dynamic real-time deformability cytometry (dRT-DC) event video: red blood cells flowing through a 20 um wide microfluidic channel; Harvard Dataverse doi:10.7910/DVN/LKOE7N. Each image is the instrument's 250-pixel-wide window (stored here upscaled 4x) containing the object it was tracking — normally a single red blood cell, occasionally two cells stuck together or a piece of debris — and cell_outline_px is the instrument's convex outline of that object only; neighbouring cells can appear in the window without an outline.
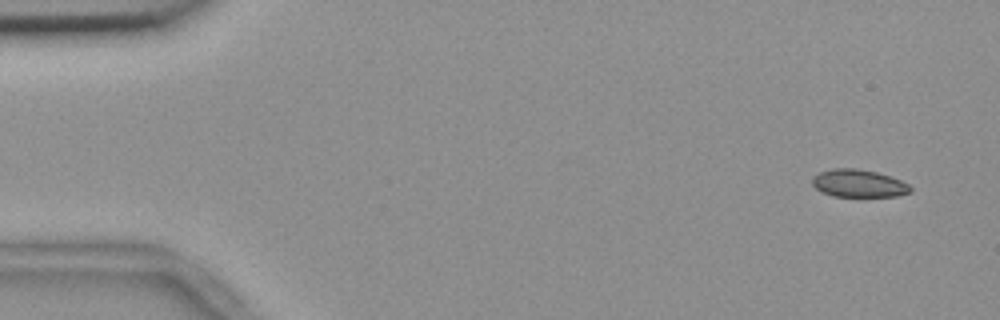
{"species": "common noctule bat (a hibernating species)", "species_latin": "Nyctalus noctula", "temperature_condition": "room temperature", "stored_images_in_passage": 19, "camera_frame_rate_fps": 3000, "um_per_image_px": 0.085, "animal": {"sex": "female", "body_mass_g": 18.4}, "frame": {"image": 1, "passage_image": 2, "time_ms": 0.333, "image_size_px": [1000, 320], "cell_outline_px": [[912, 192], [896, 196], [832, 196], [816, 188], [812, 184], [812, 176], [820, 172], [832, 168], [856, 168], [876, 172], [900, 180], [908, 184], [912, 188]], "centroid_in_image_um": [72.97, 15.58], "position_along_channel_um": 12.0, "area_um2": 15.72}}
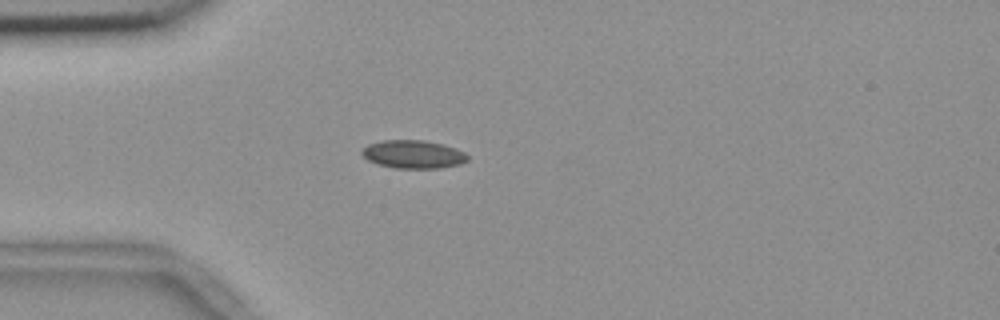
{"frame": {"image": 2, "passage_image": 14, "time_ms": 4.333, "image_size_px": [1000, 320], "cell_outline_px": [[468, 160], [460, 164], [440, 168], [396, 168], [376, 164], [368, 160], [360, 152], [368, 144], [384, 140], [424, 140], [456, 148], [464, 152], [468, 156]], "centroid_in_image_um": [35.12, 13.12], "position_along_channel_um": 49.9, "area_um2": 17.28}}